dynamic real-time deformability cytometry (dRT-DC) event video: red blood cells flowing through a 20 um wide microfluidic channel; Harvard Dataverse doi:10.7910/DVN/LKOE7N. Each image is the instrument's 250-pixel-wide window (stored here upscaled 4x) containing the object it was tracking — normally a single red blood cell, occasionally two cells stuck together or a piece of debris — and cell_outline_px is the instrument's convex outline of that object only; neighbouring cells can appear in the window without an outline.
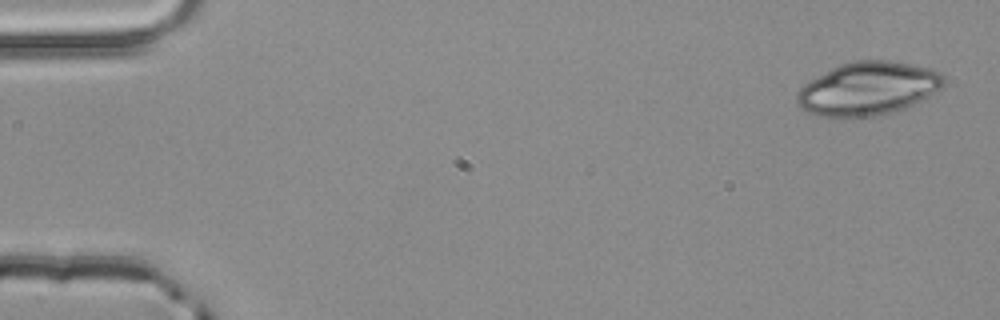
{"species": "common noctule bat (a hibernating species)", "species_latin": "Nyctalus noctula", "temperature_condition": "room temperature", "stored_images_in_passage": 4, "camera_frame_rate_fps": 3000, "um_per_image_px": 0.085, "animal": {"sex": "male", "body_mass_g": 20.4}, "frame": {"image": 1, "passage_image": 1, "time_ms": 0.0, "image_size_px": [1000, 320], "cell_outline_px": [[944, 88], [904, 108], [892, 112], [876, 116], [816, 116], [804, 112], [796, 104], [796, 92], [804, 84], [832, 68], [840, 64], [856, 60], [888, 60], [928, 68], [940, 72], [944, 76]], "centroid_in_image_um": [73.75, 7.53], "position_along_channel_um": 11.2, "area_um2": 45.43}}